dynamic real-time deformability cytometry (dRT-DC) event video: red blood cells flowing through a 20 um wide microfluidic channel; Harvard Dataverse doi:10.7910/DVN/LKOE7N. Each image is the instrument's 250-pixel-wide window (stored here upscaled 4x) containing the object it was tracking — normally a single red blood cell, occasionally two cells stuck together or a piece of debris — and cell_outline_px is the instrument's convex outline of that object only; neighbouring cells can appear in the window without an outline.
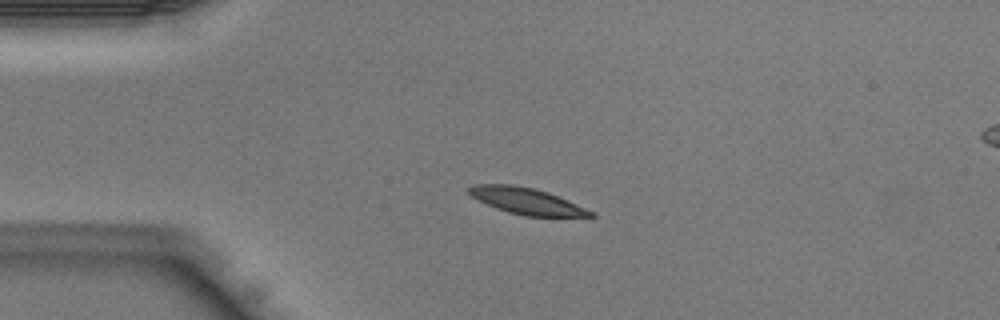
{"species": "Egyptian fruit bat (a non-hibernating species)", "species_latin": "Rousettus aegyptiacus", "temperature_condition": "warm", "stored_images_in_passage": 43, "camera_frame_rate_fps": 3000, "um_per_image_px": 0.085, "animal": {"sex": "male"}, "frame": {"image": 1, "passage_image": 10, "time_ms": 3.0, "image_size_px": [1000, 320], "cell_outline_px": [[596, 216], [524, 216], [508, 212], [496, 208], [472, 196], [468, 192], [468, 188], [476, 184], [512, 184], [532, 188], [548, 192], [584, 208], [592, 212]], "centroid_in_image_um": [44.71, 17.08], "position_along_channel_um": 40.3, "area_um2": 18.15}}
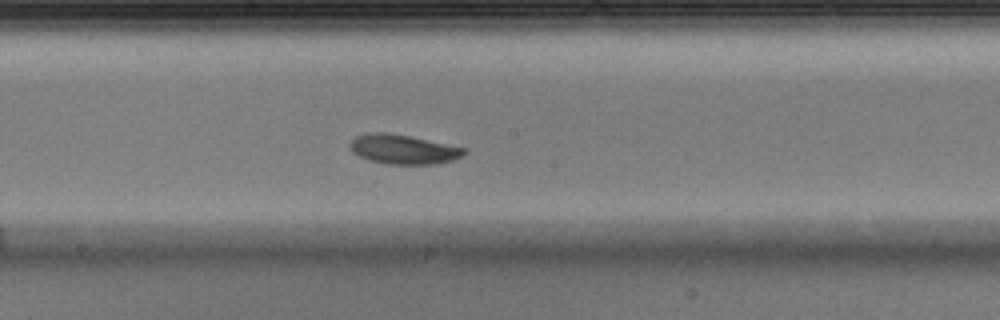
{"frame": {"image": 2, "passage_image": 23, "time_ms": 7.333, "image_size_px": [1000, 320], "cell_outline_px": [[464, 152], [460, 156], [452, 160], [436, 164], [388, 164], [368, 160], [352, 152], [348, 144], [356, 136], [368, 132], [384, 132], [408, 136], [464, 148]], "centroid_in_image_um": [34.19, 12.69], "position_along_channel_um": 214.0, "area_um2": 19.25}}
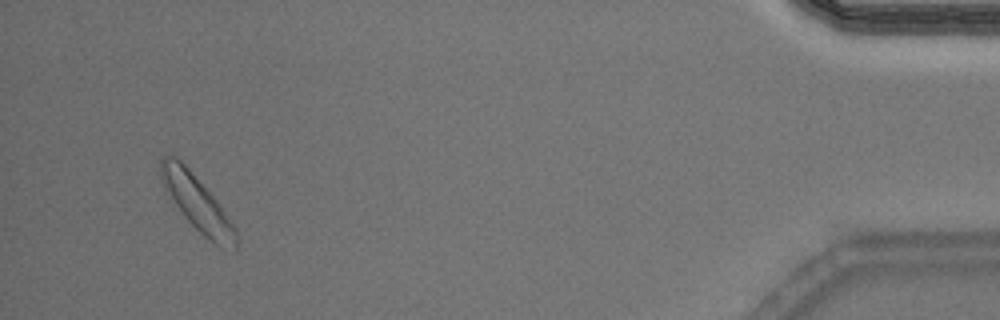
{"frame": {"image": 3, "passage_image": 41, "time_ms": 13.333, "image_size_px": [1000, 320], "cell_outline_px": [[236, 248], [216, 244], [208, 240], [184, 216], [164, 188], [160, 180], [160, 160], [164, 156], [172, 152], [188, 168], [216, 200], [236, 228]], "centroid_in_image_um": [16.69, 17.19], "position_along_channel_um": 418.5, "area_um2": 23.47}}